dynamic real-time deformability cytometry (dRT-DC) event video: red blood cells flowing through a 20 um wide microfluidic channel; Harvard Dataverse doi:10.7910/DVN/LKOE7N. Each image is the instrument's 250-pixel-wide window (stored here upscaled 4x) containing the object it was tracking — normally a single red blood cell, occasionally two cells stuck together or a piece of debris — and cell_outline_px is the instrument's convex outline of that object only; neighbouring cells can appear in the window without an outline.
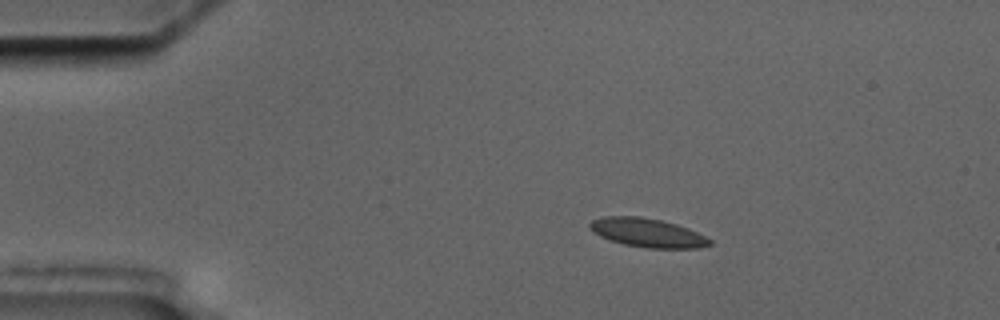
{"species": "common noctule bat (a hibernating species)", "species_latin": "Nyctalus noctula", "temperature_condition": "cold", "stored_images_in_passage": 5, "camera_frame_rate_fps": 3000, "um_per_image_px": 0.085, "animal": {"sex": "male", "body_mass_g": 17.5, "forearm_length_mm": 52.3}, "frame": {"image": 1, "passage_image": 2, "time_ms": 1.333, "image_size_px": [1000, 320], "cell_outline_px": [[712, 244], [696, 248], [648, 248], [624, 244], [600, 236], [592, 232], [588, 228], [588, 224], [592, 220], [604, 216], [640, 216], [660, 220], [676, 224], [688, 228], [712, 240]], "centroid_in_image_um": [55.0, 19.77], "position_along_channel_um": 30.0, "area_um2": 20.06}}
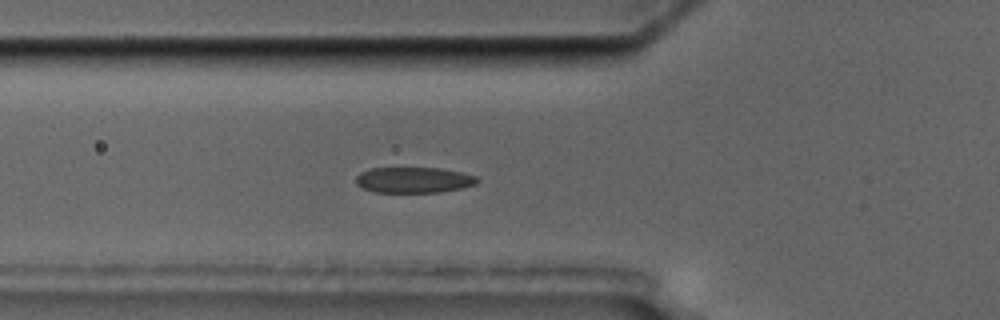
{"frame": {"image": 2, "passage_image": 5, "time_ms": 4.667, "image_size_px": [1000, 320], "cell_outline_px": [[480, 180], [476, 184], [460, 188], [440, 192], [372, 192], [356, 184], [356, 176], [360, 172], [368, 168], [440, 168], [464, 172], [476, 176]], "centroid_in_image_um": [35.17, 15.29], "position_along_channel_um": 90.6, "area_um2": 18.32}}